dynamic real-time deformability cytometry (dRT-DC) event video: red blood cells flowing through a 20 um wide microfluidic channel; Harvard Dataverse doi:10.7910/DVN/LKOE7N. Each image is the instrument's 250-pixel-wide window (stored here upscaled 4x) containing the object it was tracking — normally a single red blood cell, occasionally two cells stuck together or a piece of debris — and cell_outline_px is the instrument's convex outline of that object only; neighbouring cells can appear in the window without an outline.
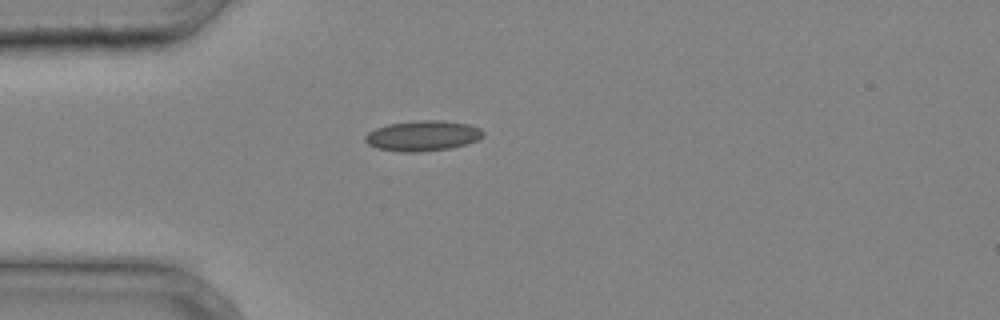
{"species": "common noctule bat (a hibernating species)", "species_latin": "Nyctalus noctula", "temperature_condition": "cold", "stored_images_in_passage": 1, "camera_frame_rate_fps": 3000, "um_per_image_px": 0.085, "animal": {"sex": "male", "body_mass_g": 20.4}, "frame": {"image": 1, "passage_image": 1, "time_ms": 0.0, "image_size_px": [1000, 320], "cell_outline_px": [[484, 136], [476, 140], [464, 144], [448, 148], [416, 152], [400, 152], [376, 148], [368, 144], [364, 140], [364, 136], [368, 132], [376, 128], [388, 124], [416, 120], [440, 120], [468, 124], [480, 128], [484, 132]], "centroid_in_image_um": [35.89, 11.53], "position_along_channel_um": 49.1, "area_um2": 20.81}}